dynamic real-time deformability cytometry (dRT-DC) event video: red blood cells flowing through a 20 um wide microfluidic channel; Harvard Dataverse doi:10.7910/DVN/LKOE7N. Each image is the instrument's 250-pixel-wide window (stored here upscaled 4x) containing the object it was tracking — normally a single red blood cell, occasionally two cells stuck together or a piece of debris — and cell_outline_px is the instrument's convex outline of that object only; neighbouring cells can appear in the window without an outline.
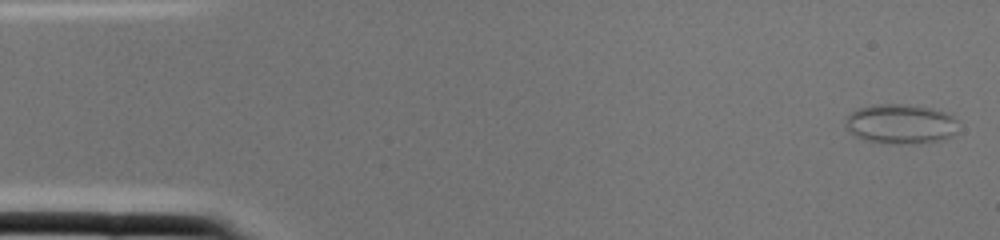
{"species": "common noctule bat (a hibernating species)", "species_latin": "Nyctalus noctula", "temperature_condition": "cold", "stored_images_in_passage": 2, "camera_frame_rate_fps": 3000, "um_per_image_px": 0.085, "animal": {"sex": "female", "body_mass_g": 22.0, "forearm_length_mm": 56.7}, "frame": {"image": 1, "passage_image": 1, "time_ms": 0.0, "image_size_px": [1000, 240], "cell_outline_px": [[956, 132], [952, 136], [944, 140], [900, 144], [868, 140], [856, 136], [848, 132], [844, 128], [844, 120], [852, 112], [860, 108], [880, 104], [900, 104], [932, 108], [948, 112], [956, 120]], "centroid_in_image_um": [76.55, 10.53], "position_along_channel_um": 8.4, "area_um2": 25.95}}
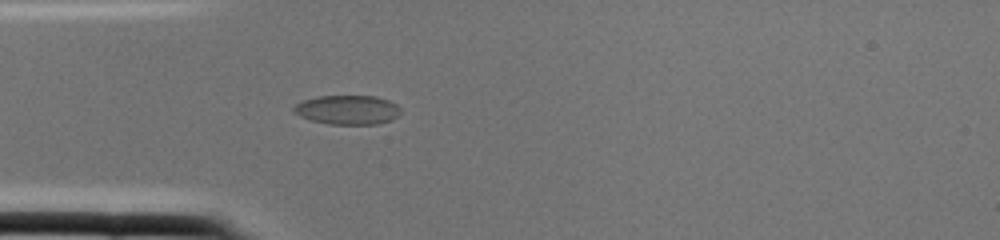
{"frame": {"image": 2, "passage_image": 2, "time_ms": 0.333, "image_size_px": [1000, 240], "cell_outline_px": [[400, 112], [392, 120], [376, 124], [328, 124], [312, 120], [300, 116], [292, 112], [292, 108], [300, 100], [316, 96], [376, 96], [388, 100], [396, 104], [400, 108]], "centroid_in_image_um": [29.5, 9.33], "position_along_channel_um": 55.5, "area_um2": 18.32}}